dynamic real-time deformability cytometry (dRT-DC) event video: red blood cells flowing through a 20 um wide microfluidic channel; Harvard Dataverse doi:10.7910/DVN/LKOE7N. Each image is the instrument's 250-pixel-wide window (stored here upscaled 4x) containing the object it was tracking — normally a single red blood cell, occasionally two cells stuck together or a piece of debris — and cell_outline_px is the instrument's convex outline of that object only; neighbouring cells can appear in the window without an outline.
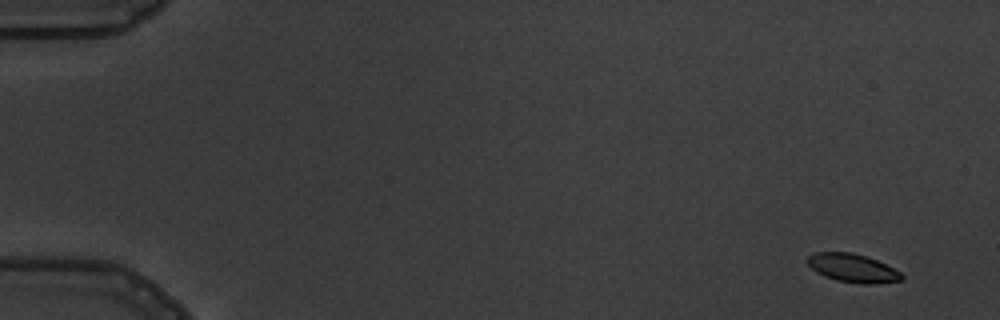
{"species": "common noctule bat (a hibernating species)", "species_latin": "Nyctalus noctula", "temperature_condition": "warm", "stored_images_in_passage": 4, "camera_frame_rate_fps": 3000, "um_per_image_px": 0.085, "animal": {"sex": "male", "body_mass_g": 19.5, "forearm_length_mm": 54.6}, "frame": {"image": 1, "passage_image": 1, "time_ms": 0.0, "image_size_px": [1000, 320], "cell_outline_px": [[904, 276], [900, 280], [872, 284], [864, 284], [836, 280], [824, 276], [816, 272], [804, 260], [808, 256], [816, 252], [852, 252], [876, 260], [900, 272]], "centroid_in_image_um": [72.42, 22.78], "position_along_channel_um": 12.6, "area_um2": 15.43}}
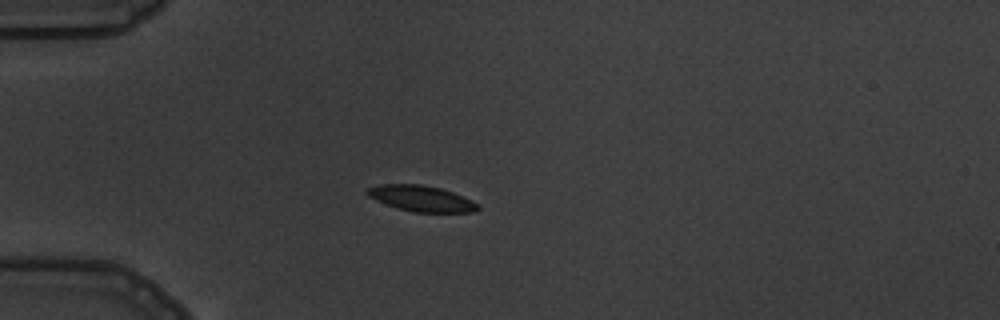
{"frame": {"image": 2, "passage_image": 4, "time_ms": 4.333, "image_size_px": [1000, 320], "cell_outline_px": [[480, 208], [476, 212], [416, 212], [400, 208], [376, 200], [368, 196], [364, 192], [368, 188], [380, 184], [420, 184], [440, 188], [452, 192], [476, 204]], "centroid_in_image_um": [35.77, 16.86], "position_along_channel_um": 49.2, "area_um2": 16.24}}